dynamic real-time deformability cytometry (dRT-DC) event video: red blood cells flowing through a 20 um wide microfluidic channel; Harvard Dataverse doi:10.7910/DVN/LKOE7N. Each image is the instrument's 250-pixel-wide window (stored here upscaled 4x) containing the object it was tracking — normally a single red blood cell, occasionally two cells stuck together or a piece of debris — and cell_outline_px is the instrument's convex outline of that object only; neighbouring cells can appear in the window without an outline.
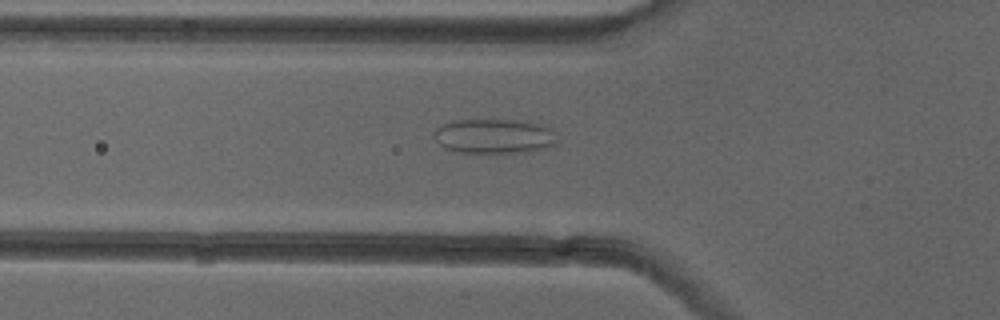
{"species": "common noctule bat (a hibernating species)", "species_latin": "Nyctalus noctula", "temperature_condition": "cold", "stored_images_in_passage": 47, "camera_frame_rate_fps": 3000, "um_per_image_px": 0.085, "animal": {"sex": "female"}, "frame": {"image": 1, "passage_image": 14, "time_ms": 4.333, "image_size_px": [1000, 320], "cell_outline_px": [[560, 140], [556, 144], [544, 148], [528, 152], [460, 152], [444, 148], [436, 140], [436, 128], [444, 124], [456, 120], [528, 120], [544, 124], [552, 128]], "centroid_in_image_um": [42.12, 11.56], "position_along_channel_um": 83.7, "area_um2": 25.03}}
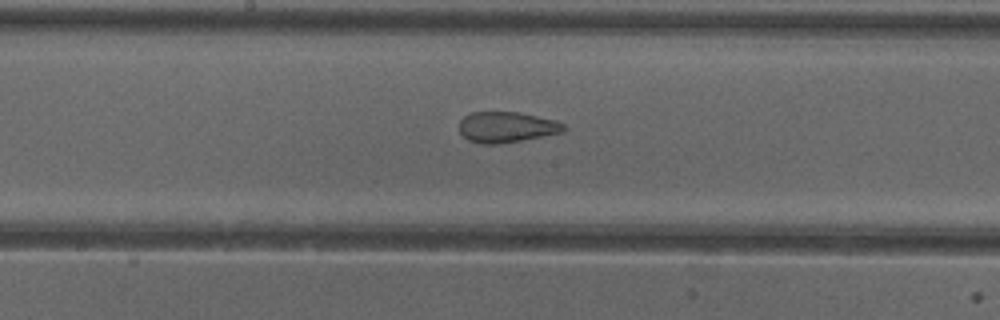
{"frame": {"image": 2, "passage_image": 23, "time_ms": 7.333, "image_size_px": [1000, 320], "cell_outline_px": [[568, 128], [564, 132], [520, 140], [496, 144], [484, 144], [468, 140], [460, 132], [460, 120], [464, 116], [472, 112], [520, 112], [556, 120], [564, 124]], "centroid_in_image_um": [43.09, 10.79], "position_along_channel_um": 205.1, "area_um2": 18.67}}
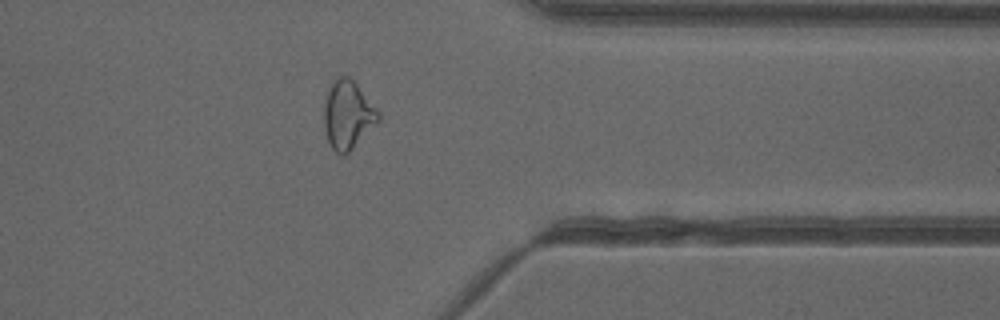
{"frame": {"image": 3, "passage_image": 37, "time_ms": 12.0, "image_size_px": [1000, 320], "cell_outline_px": [[380, 120], [344, 156], [340, 156], [328, 144], [324, 128], [324, 104], [328, 92], [336, 76], [348, 76], [356, 84], [380, 112]], "centroid_in_image_um": [29.55, 9.78], "position_along_channel_um": 381.9, "area_um2": 21.44}, "authors_computed_cell_mechanics": {"area_um2": 22.8888, "velocity_mm_per_s": 3.9865, "shape_relaxation_time_tau1_ms": null, "shape_relaxation_time_tau2_ms": 1.3492, "deformation_change_tau1": null, "deformation_change_tau2": 0.0969}}